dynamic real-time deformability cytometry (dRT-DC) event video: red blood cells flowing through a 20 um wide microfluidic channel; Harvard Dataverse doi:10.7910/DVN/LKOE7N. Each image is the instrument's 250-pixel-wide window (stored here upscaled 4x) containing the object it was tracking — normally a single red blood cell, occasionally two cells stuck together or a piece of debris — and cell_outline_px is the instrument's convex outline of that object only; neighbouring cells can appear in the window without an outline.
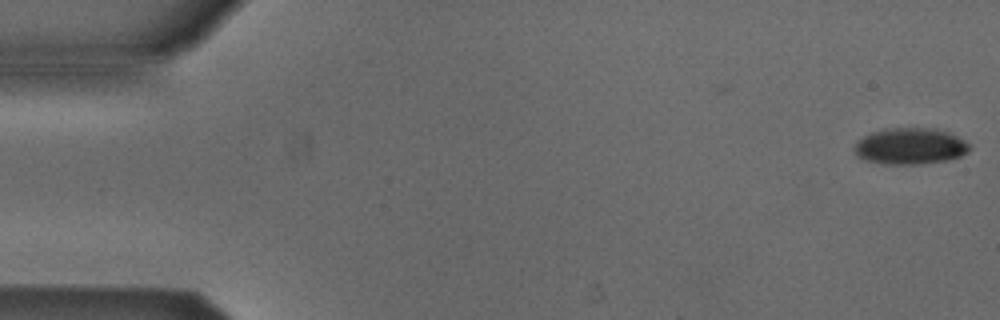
{"species": "Egyptian fruit bat (a non-hibernating species)", "species_latin": "Rousettus aegyptiacus", "temperature_condition": "cold", "stored_images_in_passage": 48, "camera_frame_rate_fps": 3000, "um_per_image_px": 0.085, "animal": {"sex": "male"}, "frame": {"image": 1, "passage_image": 1, "time_ms": 0.0, "image_size_px": [1000, 320], "cell_outline_px": [[968, 152], [960, 156], [944, 160], [912, 164], [884, 164], [864, 160], [856, 156], [852, 148], [856, 140], [872, 132], [884, 128], [936, 128], [948, 132], [964, 140], [968, 144]], "centroid_in_image_um": [77.28, 12.41], "position_along_channel_um": 7.7, "area_um2": 24.39}}
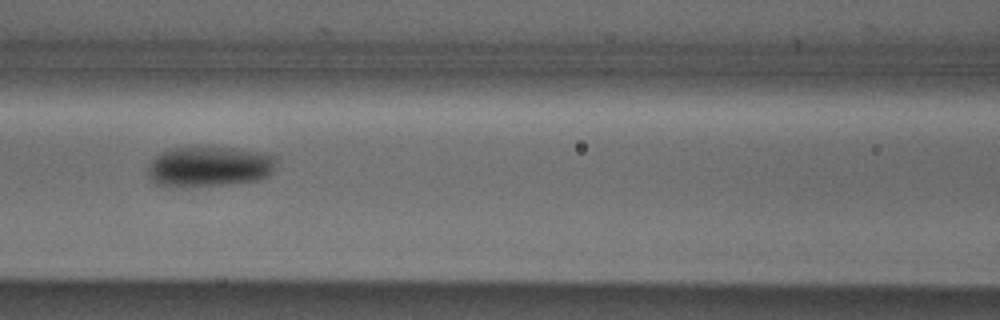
{"frame": {"image": 2, "passage_image": 23, "time_ms": 7.333, "image_size_px": [1000, 320], "cell_outline_px": [[276, 156], [272, 172], [268, 176], [256, 180], [232, 184], [180, 188], [168, 188], [156, 184], [148, 176], [148, 164], [160, 152], [172, 148], [196, 144], [208, 144], [256, 152]], "centroid_in_image_um": [17.69, 14.14], "position_along_channel_um": 148.9, "area_um2": 31.39}}
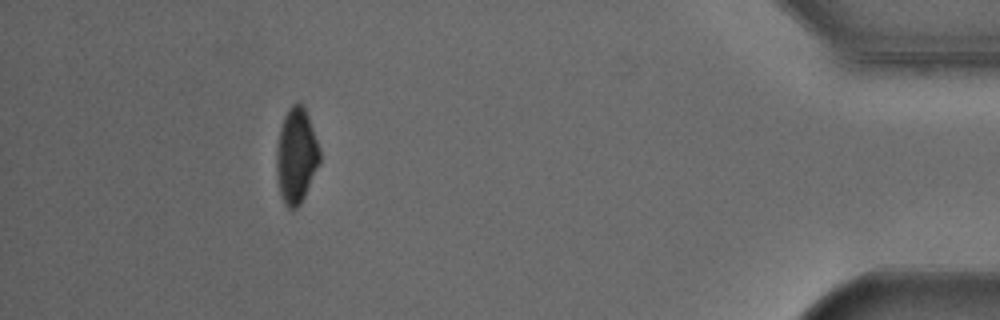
{"frame": {"image": 3, "passage_image": 48, "time_ms": 15.667, "image_size_px": [1000, 320], "cell_outline_px": [[320, 160], [304, 196], [300, 204], [296, 208], [288, 208], [284, 204], [280, 192], [276, 176], [276, 152], [280, 128], [284, 116], [288, 108], [296, 100], [300, 100], [304, 104], [320, 152]], "centroid_in_image_um": [25.16, 13.18], "position_along_channel_um": 410.0, "area_um2": 23.87}, "authors_computed_cell_mechanics": {"area_um2": 26.877, "velocity_mm_per_s": 3.876, "shape_relaxation_time_tau1_ms": 2.5031, "shape_relaxation_time_tau2_ms": null, "deformation_change_tau1": 0.1138, "deformation_change_tau2": null}}